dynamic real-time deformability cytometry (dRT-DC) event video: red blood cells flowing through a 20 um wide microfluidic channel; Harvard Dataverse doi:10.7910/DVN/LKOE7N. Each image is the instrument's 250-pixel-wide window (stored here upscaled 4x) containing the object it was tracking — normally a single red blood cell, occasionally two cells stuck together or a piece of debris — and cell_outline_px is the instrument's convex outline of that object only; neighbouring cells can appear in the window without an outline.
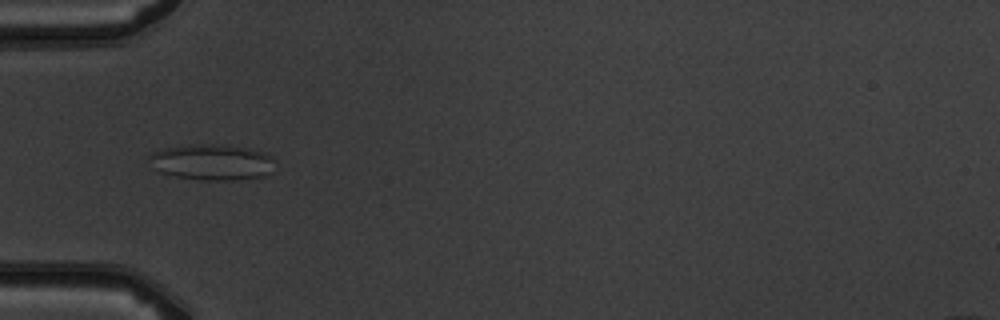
{"species": "common noctule bat (a hibernating species)", "species_latin": "Nyctalus noctula", "temperature_condition": "warm", "stored_images_in_passage": 6, "camera_frame_rate_fps": 3000, "um_per_image_px": 0.085, "animal": {"sex": "male", "body_mass_g": 19.5, "forearm_length_mm": 54.6}, "frame": {"image": 1, "passage_image": 3, "time_ms": 2.333, "image_size_px": [1000, 320], "cell_outline_px": [[276, 172], [264, 176], [232, 180], [200, 180], [176, 176], [160, 172], [152, 168], [148, 156], [152, 152], [164, 148], [200, 144], [224, 144], [248, 148], [264, 152], [276, 160]], "centroid_in_image_um": [18.08, 13.79], "position_along_channel_um": 66.9, "area_um2": 26.76}}
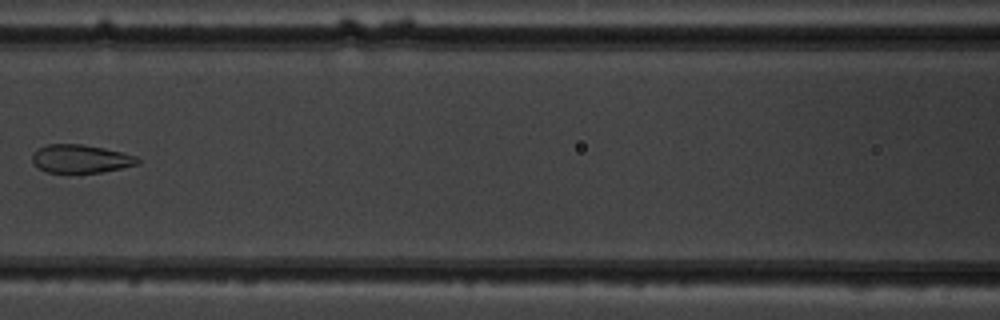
{"frame": {"image": 2, "passage_image": 5, "time_ms": 4.667, "image_size_px": [1000, 320], "cell_outline_px": [[140, 164], [100, 172], [48, 172], [36, 168], [32, 164], [32, 156], [40, 148], [48, 144], [80, 144], [104, 148], [136, 156], [140, 160]], "centroid_in_image_um": [6.85, 13.5], "position_along_channel_um": 159.8, "area_um2": 17.17}}
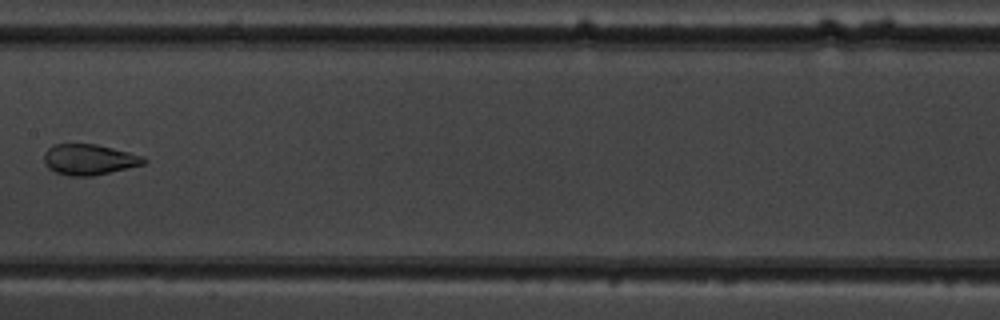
{"frame": {"image": 3, "passage_image": 6, "time_ms": 5.667, "image_size_px": [1000, 320], "cell_outline_px": [[148, 160], [144, 164], [128, 168], [92, 176], [68, 176], [56, 172], [48, 168], [44, 160], [44, 152], [52, 144], [96, 144], [144, 156]], "centroid_in_image_um": [7.57, 13.56], "position_along_channel_um": 199.8, "area_um2": 17.86}}